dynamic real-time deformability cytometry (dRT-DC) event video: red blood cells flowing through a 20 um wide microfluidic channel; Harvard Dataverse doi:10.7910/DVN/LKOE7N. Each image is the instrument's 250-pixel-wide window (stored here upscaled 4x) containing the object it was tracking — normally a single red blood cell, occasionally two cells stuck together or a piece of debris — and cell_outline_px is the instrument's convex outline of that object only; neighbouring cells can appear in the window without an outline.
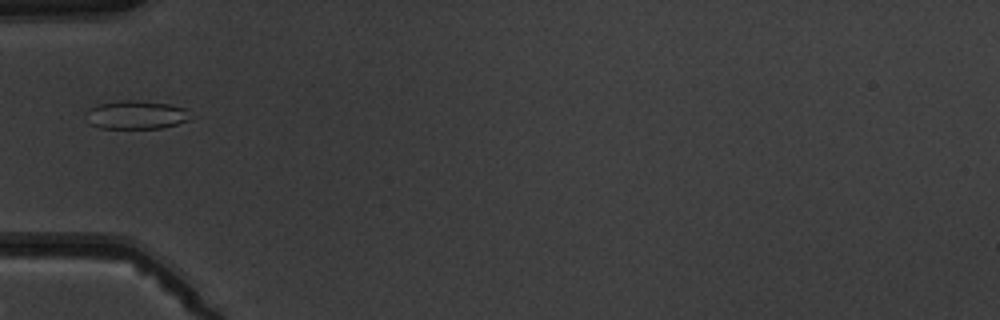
{"species": "common noctule bat (a hibernating species)", "species_latin": "Nyctalus noctula", "temperature_condition": "warm", "stored_images_in_passage": 5, "camera_frame_rate_fps": 3000, "um_per_image_px": 0.085, "animal": {"sex": "male", "body_mass_g": 19.5, "forearm_length_mm": 54.6}, "frame": {"image": 1, "passage_image": 5, "time_ms": 4.667, "image_size_px": [1000, 320], "cell_outline_px": [[188, 120], [164, 128], [100, 128], [88, 124], [88, 108], [96, 104], [124, 100], [144, 100], [172, 104], [188, 108]], "centroid_in_image_um": [11.58, 9.75], "position_along_channel_um": 73.4, "area_um2": 17.51}}